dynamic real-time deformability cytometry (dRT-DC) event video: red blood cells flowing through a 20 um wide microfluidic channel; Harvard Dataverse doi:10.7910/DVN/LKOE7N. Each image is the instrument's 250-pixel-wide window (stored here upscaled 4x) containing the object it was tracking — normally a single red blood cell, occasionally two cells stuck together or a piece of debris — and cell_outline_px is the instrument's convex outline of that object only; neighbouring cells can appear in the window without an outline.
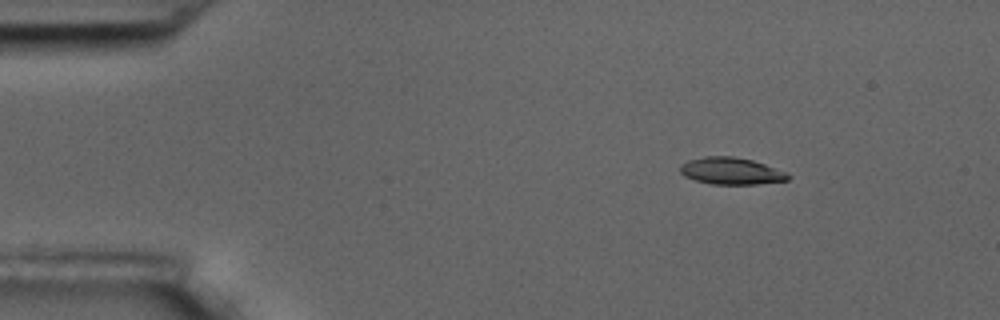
{"species": "common noctule bat (a hibernating species)", "species_latin": "Nyctalus noctula", "temperature_condition": "room temperature", "stored_images_in_passage": 9, "camera_frame_rate_fps": 3000, "um_per_image_px": 0.085, "animal": {"sex": "male", "body_mass_g": 17.5, "forearm_length_mm": 52.3}, "frame": {"image": 1, "passage_image": 1, "time_ms": 0.0, "image_size_px": [1000, 320], "cell_outline_px": [[792, 176], [788, 180], [756, 184], [712, 184], [696, 180], [684, 176], [680, 172], [680, 164], [688, 160], [704, 156], [732, 156], [752, 160], [788, 172]], "centroid_in_image_um": [62.15, 14.53], "position_along_channel_um": 22.8, "area_um2": 16.99}}
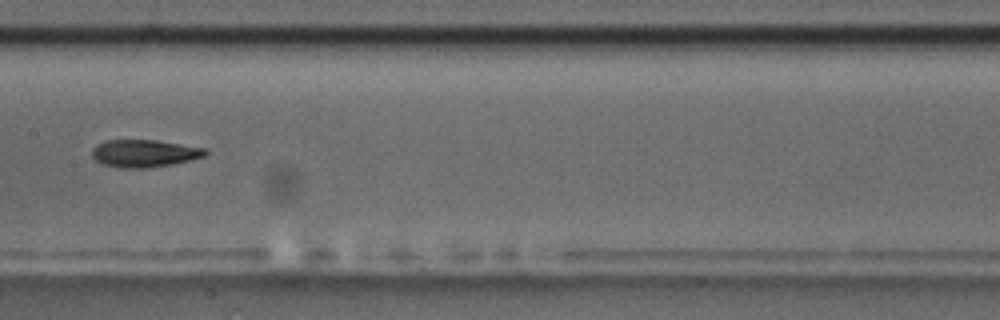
{"frame": {"image": 2, "passage_image": 7, "time_ms": 7.0, "image_size_px": [1000, 320], "cell_outline_px": [[208, 152], [204, 156], [192, 160], [172, 164], [144, 168], [120, 168], [100, 164], [92, 156], [92, 148], [96, 144], [104, 140], [156, 140], [204, 148]], "centroid_in_image_um": [12.22, 13.04], "position_along_channel_um": 195.2, "area_um2": 18.21}}
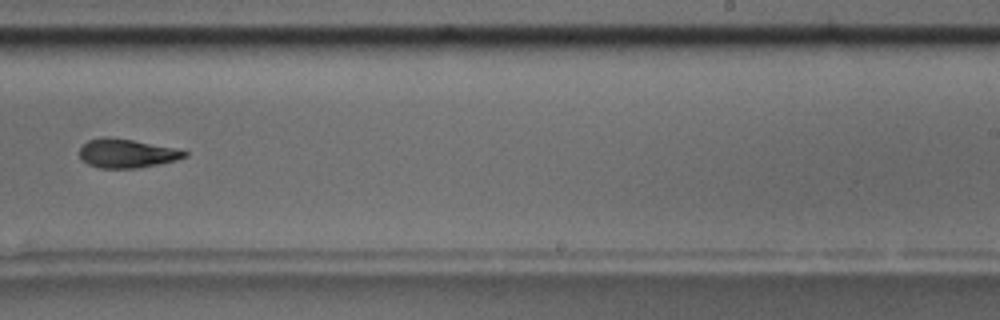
{"frame": {"image": 3, "passage_image": 9, "time_ms": 9.333, "image_size_px": [1000, 320], "cell_outline_px": [[188, 156], [176, 160], [136, 168], [100, 168], [88, 164], [80, 156], [80, 148], [88, 140], [104, 136], [108, 136], [132, 140], [176, 148], [188, 152]], "centroid_in_image_um": [10.77, 13.02], "position_along_channel_um": 278.2, "area_um2": 17.51}}